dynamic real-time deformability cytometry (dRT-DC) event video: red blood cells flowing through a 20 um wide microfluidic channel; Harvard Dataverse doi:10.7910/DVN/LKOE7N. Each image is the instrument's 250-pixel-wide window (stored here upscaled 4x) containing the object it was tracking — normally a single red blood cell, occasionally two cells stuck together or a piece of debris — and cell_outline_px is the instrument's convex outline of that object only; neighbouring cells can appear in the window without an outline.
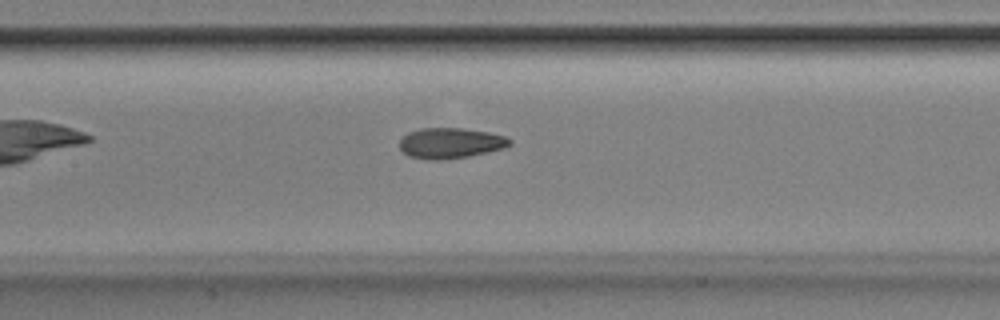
{"species": "Egyptian fruit bat (a non-hibernating species)", "species_latin": "Rousettus aegyptiacus", "temperature_condition": "room temperature", "stored_images_in_passage": 37, "camera_frame_rate_fps": 3000, "um_per_image_px": 0.085, "animal": {"sex": "male"}, "frame": {"image": 1, "passage_image": 19, "time_ms": 6.0, "image_size_px": [1000, 320], "cell_outline_px": [[512, 144], [504, 148], [468, 156], [436, 160], [428, 160], [408, 156], [400, 148], [400, 140], [408, 132], [420, 128], [460, 128], [488, 132], [504, 136], [512, 140]], "centroid_in_image_um": [38.28, 12.16], "position_along_channel_um": 169.1, "area_um2": 19.48}}
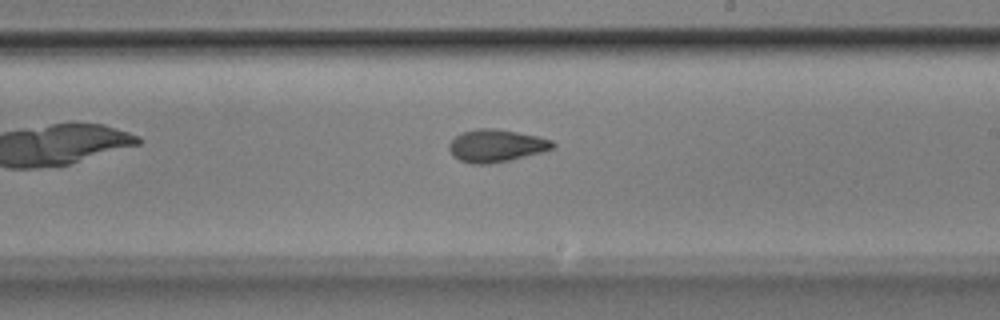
{"frame": {"image": 2, "passage_image": 25, "time_ms": 8.0, "image_size_px": [1000, 320], "cell_outline_px": [[556, 144], [552, 148], [544, 152], [508, 160], [488, 164], [472, 164], [460, 160], [452, 156], [448, 148], [448, 144], [456, 136], [464, 132], [476, 128], [496, 128], [536, 136], [552, 140]], "centroid_in_image_um": [42.16, 12.39], "position_along_channel_um": 246.8, "area_um2": 19.59}}
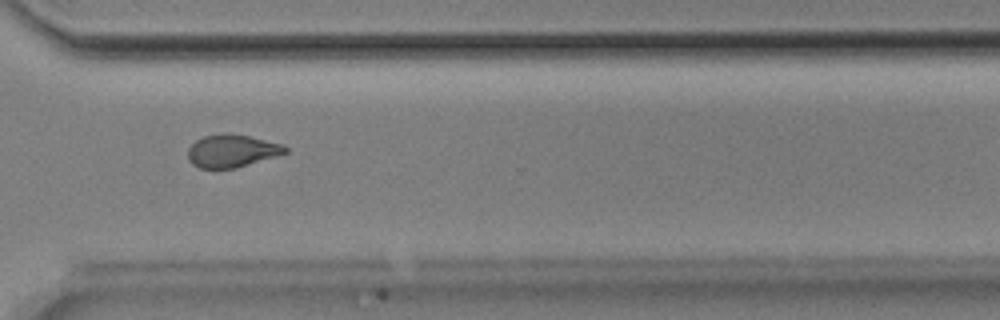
{"frame": {"image": 3, "passage_image": 33, "time_ms": 10.667, "image_size_px": [1000, 320], "cell_outline_px": [[288, 152], [236, 168], [200, 168], [192, 164], [188, 160], [188, 148], [196, 140], [204, 136], [220, 132], [228, 132], [248, 136], [284, 144], [288, 148]], "centroid_in_image_um": [19.69, 12.81], "position_along_channel_um": 350.9, "area_um2": 18.67}}